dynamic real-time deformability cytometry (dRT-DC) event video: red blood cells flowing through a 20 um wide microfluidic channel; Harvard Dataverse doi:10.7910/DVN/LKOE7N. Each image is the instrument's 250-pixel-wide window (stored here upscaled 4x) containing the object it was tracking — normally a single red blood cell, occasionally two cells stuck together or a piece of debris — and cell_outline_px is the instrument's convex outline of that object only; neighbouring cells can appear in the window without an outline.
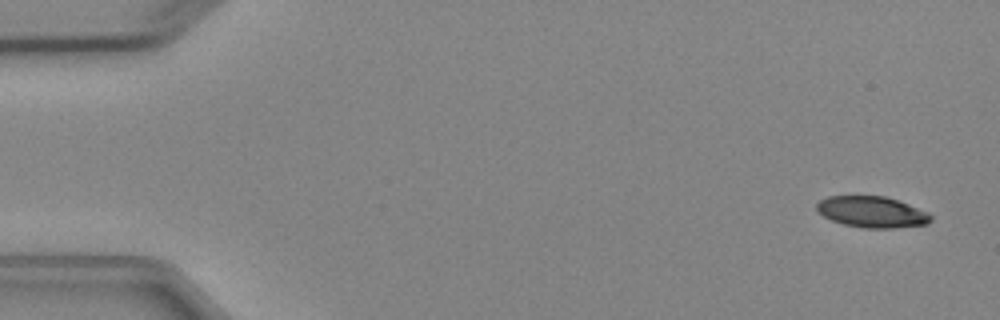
{"species": "Egyptian fruit bat (a non-hibernating species)", "species_latin": "Rousettus aegyptiacus", "temperature_condition": "cold", "stored_images_in_passage": 6, "camera_frame_rate_fps": 3000, "um_per_image_px": 0.085, "animal": {"sex": "female"}, "frame": {"image": 1, "passage_image": 1, "time_ms": 0.0, "image_size_px": [1000, 320], "cell_outline_px": [[932, 220], [928, 224], [892, 228], [860, 228], [844, 224], [832, 220], [824, 216], [816, 208], [816, 204], [820, 200], [828, 196], [884, 196], [908, 204], [928, 212], [932, 216]], "centroid_in_image_um": [74.13, 18.02], "position_along_channel_um": 10.9, "area_um2": 20.63}}
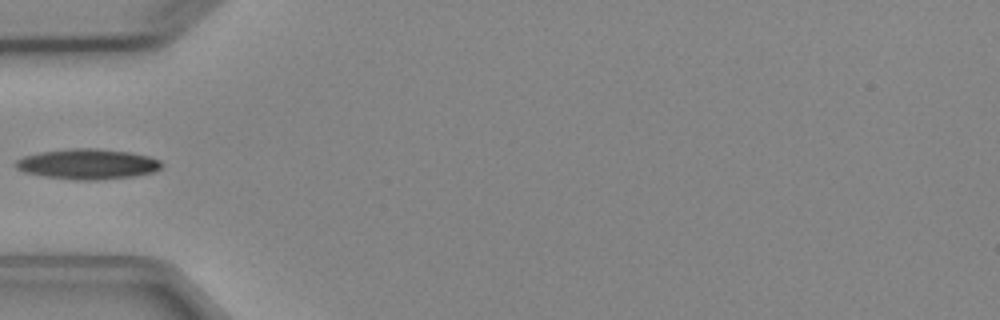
{"frame": {"image": 2, "passage_image": 5, "time_ms": 5.0, "image_size_px": [1000, 320], "cell_outline_px": [[164, 164], [160, 168], [152, 172], [132, 176], [100, 180], [76, 180], [44, 176], [24, 172], [16, 168], [12, 164], [16, 160], [24, 156], [40, 152], [68, 148], [96, 148], [128, 152], [148, 156], [160, 160]], "centroid_in_image_um": [7.41, 13.94], "position_along_channel_um": 77.6, "area_um2": 25.84}}
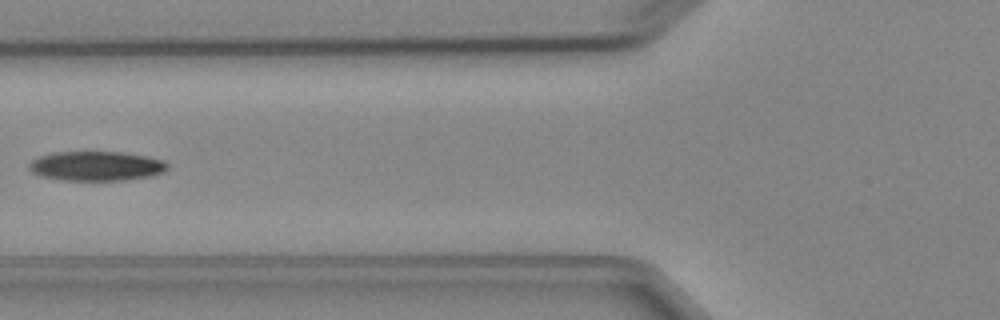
{"frame": {"image": 3, "passage_image": 6, "time_ms": 6.0, "image_size_px": [1000, 320], "cell_outline_px": [[168, 168], [164, 172], [152, 176], [124, 180], [60, 180], [40, 176], [32, 172], [28, 168], [28, 164], [32, 160], [40, 156], [56, 152], [124, 152], [164, 160], [168, 164]], "centroid_in_image_um": [8.19, 14.12], "position_along_channel_um": 117.6, "area_um2": 23.87}}